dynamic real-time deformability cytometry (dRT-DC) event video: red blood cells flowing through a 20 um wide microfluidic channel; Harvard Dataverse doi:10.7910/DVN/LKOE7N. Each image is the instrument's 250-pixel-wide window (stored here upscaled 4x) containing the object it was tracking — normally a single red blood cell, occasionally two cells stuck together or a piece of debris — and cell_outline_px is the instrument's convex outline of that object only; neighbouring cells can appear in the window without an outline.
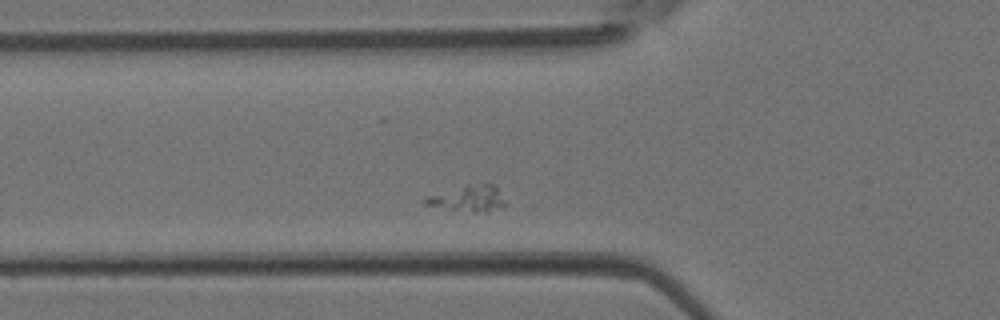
{"species": "Egyptian fruit bat (a non-hibernating species)", "species_latin": "Rousettus aegyptiacus", "temperature_condition": "room temperature", "stored_images_in_passage": 26, "camera_frame_rate_fps": 3000, "um_per_image_px": 0.085, "animal": {"sex": "female"}, "frame": {"image": 1, "passage_image": 5, "time_ms": 1.333, "image_size_px": [1000, 320], "cell_outline_px": [[504, 208], [476, 212], [472, 212], [424, 204], [424, 200], [428, 196], [468, 184], [496, 184], [504, 204]], "centroid_in_image_um": [39.83, 16.86], "position_along_channel_um": 86.0, "area_um2": 11.68}}
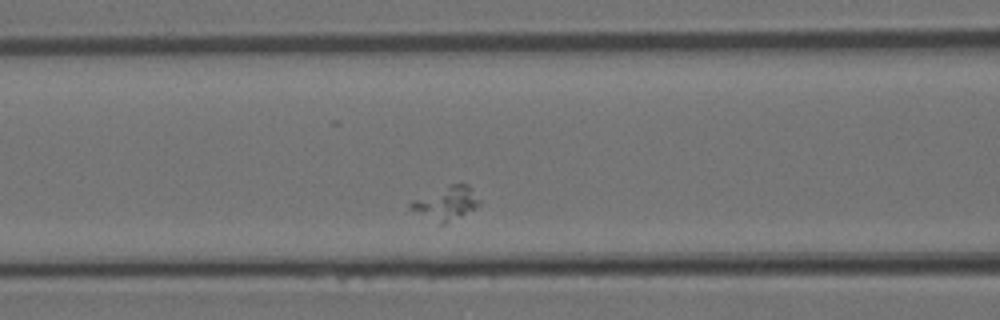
{"frame": {"image": 2, "passage_image": 8, "time_ms": 2.333, "image_size_px": [1000, 320], "cell_outline_px": [[480, 204], [476, 208], [444, 224], [440, 224], [412, 208], [408, 204], [412, 200], [452, 184], [468, 184], [480, 200]], "centroid_in_image_um": [37.98, 17.26], "position_along_channel_um": 128.6, "area_um2": 12.77}}
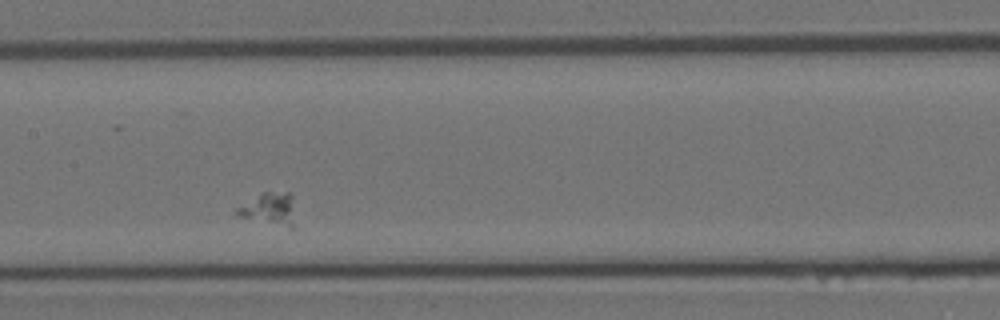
{"frame": {"image": 3, "passage_image": 12, "time_ms": 3.667, "image_size_px": [1000, 320], "cell_outline_px": [[296, 228], [292, 228], [240, 216], [232, 208], [260, 192], [288, 192], [292, 196]], "centroid_in_image_um": [22.89, 17.73], "position_along_channel_um": 184.5, "area_um2": 11.21}}